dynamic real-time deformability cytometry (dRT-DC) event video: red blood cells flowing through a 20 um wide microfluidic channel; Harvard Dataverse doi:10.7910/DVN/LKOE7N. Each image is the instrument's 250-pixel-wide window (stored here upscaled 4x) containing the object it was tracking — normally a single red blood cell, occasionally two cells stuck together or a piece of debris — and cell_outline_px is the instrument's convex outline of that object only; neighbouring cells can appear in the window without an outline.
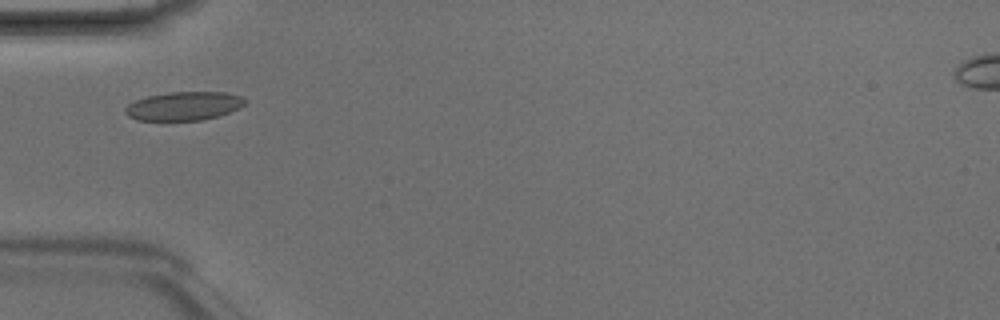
{"species": "Egyptian fruit bat (a non-hibernating species)", "species_latin": "Rousettus aegyptiacus", "temperature_condition": "room temperature", "stored_images_in_passage": 3, "camera_frame_rate_fps": 3000, "um_per_image_px": 0.085, "animal": {"sex": "male"}, "frame": {"image": 1, "passage_image": 2, "time_ms": 0.333, "image_size_px": [1000, 320], "cell_outline_px": [[244, 104], [240, 108], [216, 116], [200, 120], [136, 120], [128, 116], [124, 112], [124, 108], [128, 104], [136, 100], [148, 96], [168, 92], [224, 92], [240, 96], [244, 100]], "centroid_in_image_um": [15.58, 9.01], "position_along_channel_um": 69.4, "area_um2": 19.77}}